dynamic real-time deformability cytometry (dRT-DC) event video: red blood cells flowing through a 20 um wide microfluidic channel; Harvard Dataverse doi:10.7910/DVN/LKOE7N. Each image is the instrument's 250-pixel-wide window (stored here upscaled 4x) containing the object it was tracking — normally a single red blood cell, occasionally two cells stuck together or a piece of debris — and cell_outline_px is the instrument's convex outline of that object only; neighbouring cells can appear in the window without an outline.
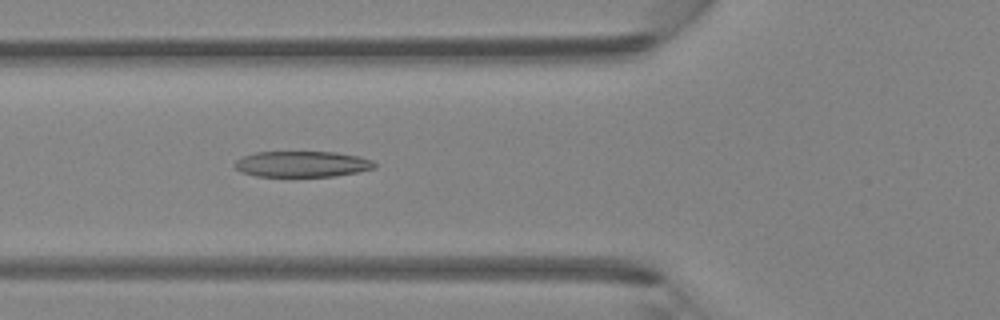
{"species": "Egyptian fruit bat (a non-hibernating species)", "species_latin": "Rousettus aegyptiacus", "temperature_condition": "room temperature", "stored_images_in_passage": 45, "camera_frame_rate_fps": 3000, "um_per_image_px": 0.085, "animal": {"sex": "female"}, "frame": {"image": 1, "passage_image": 16, "time_ms": 5.0, "image_size_px": [1000, 320], "cell_outline_px": [[376, 168], [336, 176], [256, 176], [240, 172], [232, 164], [236, 160], [244, 156], [256, 152], [336, 152], [360, 156], [372, 160], [376, 164]], "centroid_in_image_um": [25.68, 13.94], "position_along_channel_um": 100.1, "area_um2": 21.15}}
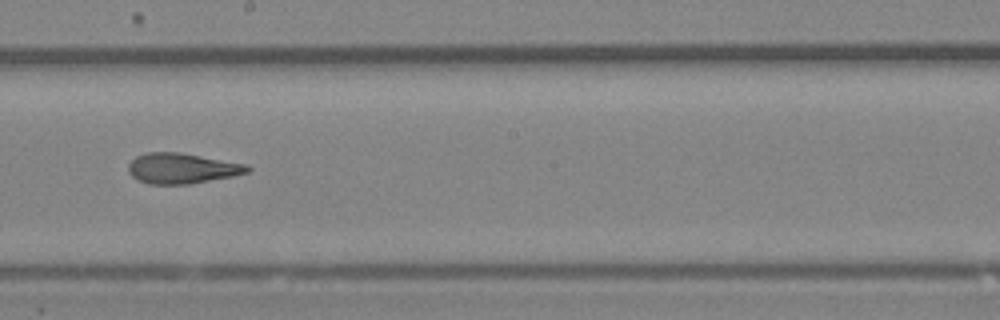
{"frame": {"image": 2, "passage_image": 25, "time_ms": 8.0, "image_size_px": [1000, 320], "cell_outline_px": [[252, 168], [248, 172], [232, 176], [188, 184], [148, 184], [136, 180], [128, 172], [128, 164], [136, 156], [148, 152], [180, 152], [248, 164]], "centroid_in_image_um": [15.45, 14.3], "position_along_channel_um": 232.7, "area_um2": 21.21}}
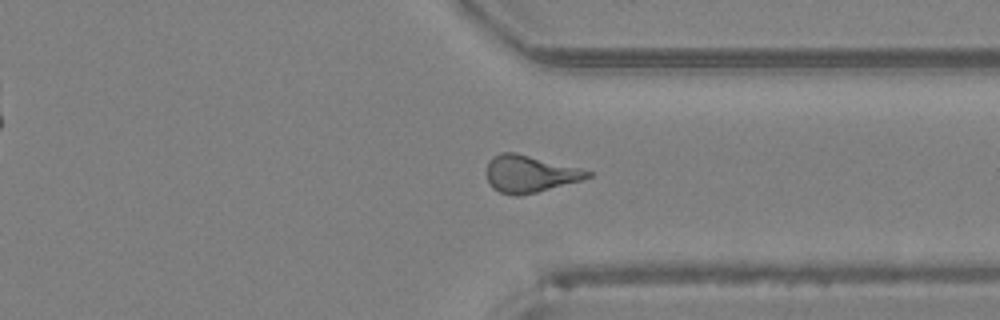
{"frame": {"image": 3, "passage_image": 34, "time_ms": 11.0, "image_size_px": [1000, 320], "cell_outline_px": [[592, 176], [580, 180], [536, 192], [520, 196], [516, 196], [500, 192], [492, 188], [488, 184], [488, 160], [492, 156], [500, 152], [516, 152], [580, 168], [592, 172]], "centroid_in_image_um": [45.0, 14.77], "position_along_channel_um": 366.4, "area_um2": 21.68}}